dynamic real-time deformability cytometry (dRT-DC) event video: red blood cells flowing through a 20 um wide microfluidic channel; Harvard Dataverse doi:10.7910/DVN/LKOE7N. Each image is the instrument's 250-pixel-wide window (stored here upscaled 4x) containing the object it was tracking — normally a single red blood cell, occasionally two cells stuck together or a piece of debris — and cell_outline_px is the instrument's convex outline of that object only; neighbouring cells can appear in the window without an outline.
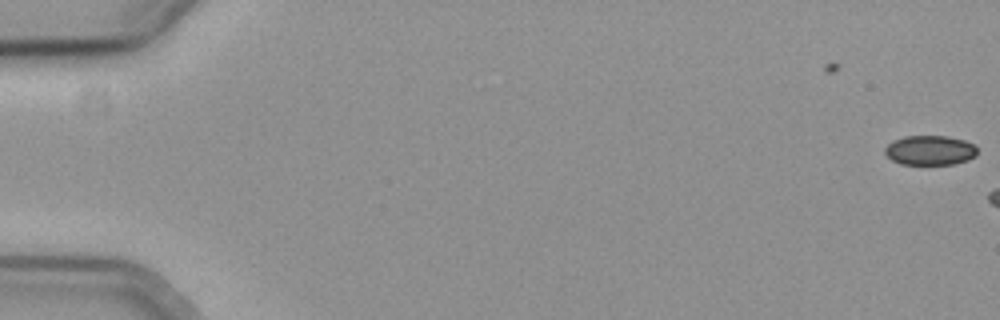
{"species": "common noctule bat (a hibernating species)", "species_latin": "Nyctalus noctula", "temperature_condition": "cold", "stored_images_in_passage": 8, "camera_frame_rate_fps": 3000, "um_per_image_px": 0.085, "animal": {"sex": "female", "body_mass_g": 19.3, "forearm_length_mm": 54.1}, "frame": {"image": 1, "passage_image": 1, "time_ms": 0.0, "image_size_px": [1000, 320], "cell_outline_px": [[976, 156], [968, 160], [952, 164], [900, 164], [892, 160], [884, 152], [884, 148], [892, 140], [904, 136], [948, 136], [964, 140], [976, 144]], "centroid_in_image_um": [79.05, 12.76], "position_along_channel_um": 6.0, "area_um2": 16.07}}